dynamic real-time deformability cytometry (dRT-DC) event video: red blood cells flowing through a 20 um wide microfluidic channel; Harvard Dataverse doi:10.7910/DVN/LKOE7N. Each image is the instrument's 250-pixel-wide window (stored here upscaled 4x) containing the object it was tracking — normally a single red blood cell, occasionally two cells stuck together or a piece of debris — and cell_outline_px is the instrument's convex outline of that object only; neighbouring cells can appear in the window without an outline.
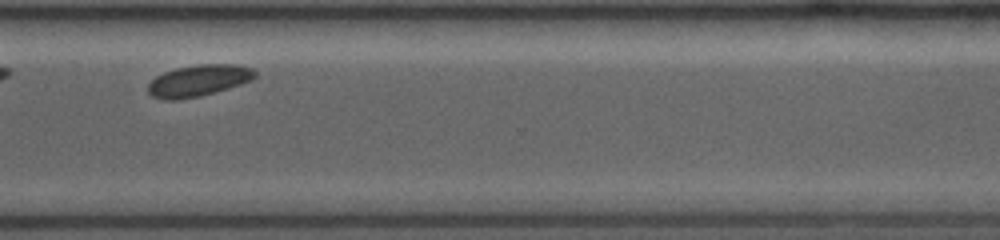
{"species": "common noctule bat (a hibernating species)", "species_latin": "Nyctalus noctula", "temperature_condition": "room temperature", "stored_images_in_passage": 26, "camera_frame_rate_fps": 3500, "um_per_image_px": 0.085, "animal": {"sex": "female", "body_mass_g": 19.0, "forearm_length_mm": 53.3}, "frame": {"image": 1, "passage_image": 22, "time_ms": 8.0, "image_size_px": [1000, 240], "cell_outline_px": [[256, 76], [252, 80], [228, 88], [200, 96], [176, 100], [164, 100], [152, 96], [148, 92], [148, 84], [156, 76], [164, 72], [176, 68], [200, 64], [236, 64], [252, 68], [256, 72]], "centroid_in_image_um": [16.87, 6.85], "position_along_channel_um": 353.7, "area_um2": 19.59}}
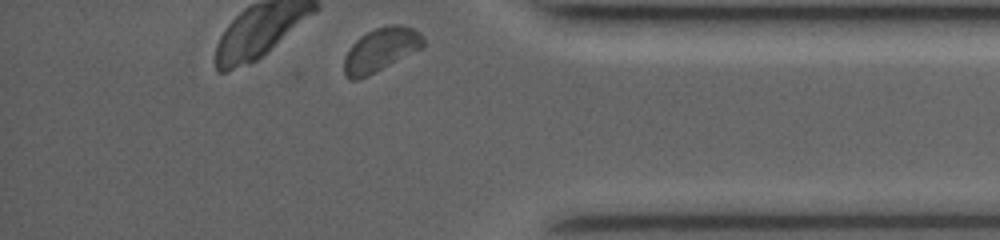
{"frame": {"image": 2, "passage_image": 26, "time_ms": 9.429, "image_size_px": [1000, 240], "cell_outline_px": [[424, 44], [420, 48], [376, 72], [368, 76], [356, 80], [348, 80], [344, 72], [344, 56], [352, 44], [360, 36], [376, 28], [392, 24], [404, 24], [420, 32], [424, 36]], "centroid_in_image_um": [32.34, 4.22], "position_along_channel_um": 402.9, "area_um2": 20.06}}